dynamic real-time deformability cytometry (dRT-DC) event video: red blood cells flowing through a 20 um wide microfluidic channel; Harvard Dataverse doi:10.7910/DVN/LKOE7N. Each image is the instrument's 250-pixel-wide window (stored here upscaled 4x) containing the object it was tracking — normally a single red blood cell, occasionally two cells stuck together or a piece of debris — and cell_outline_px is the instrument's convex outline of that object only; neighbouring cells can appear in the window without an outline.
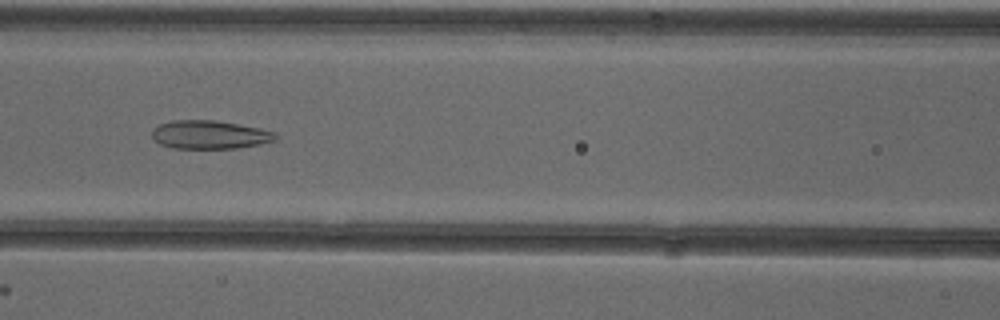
{"species": "common noctule bat (a hibernating species)", "species_latin": "Nyctalus noctula", "temperature_condition": "cold", "stored_images_in_passage": 47, "camera_frame_rate_fps": 3000, "um_per_image_px": 0.085, "animal": {"sex": "female"}, "frame": {"image": 1, "passage_image": 18, "time_ms": 5.667, "image_size_px": [1000, 320], "cell_outline_px": [[280, 136], [276, 140], [260, 144], [236, 148], [172, 148], [160, 144], [152, 136], [152, 128], [160, 124], [172, 120], [216, 120], [260, 128], [276, 132]], "centroid_in_image_um": [17.85, 11.44], "position_along_channel_um": 148.7, "area_um2": 20.58}}
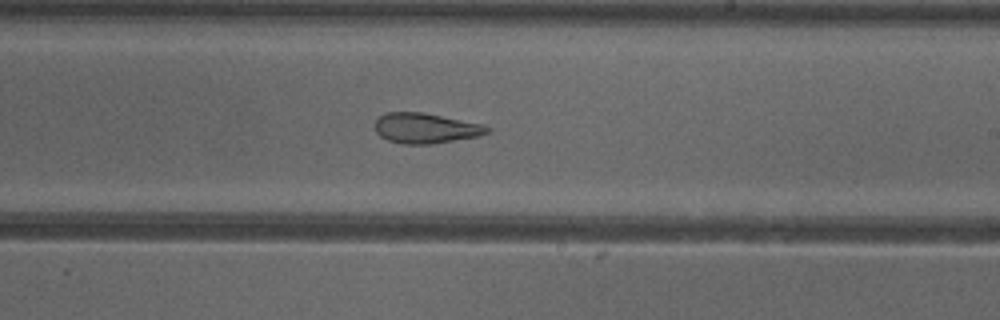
{"frame": {"image": 2, "passage_image": 26, "time_ms": 8.333, "image_size_px": [1000, 320], "cell_outline_px": [[492, 132], [476, 136], [428, 144], [404, 144], [388, 140], [380, 136], [376, 132], [376, 120], [384, 112], [424, 112], [484, 124], [492, 128]], "centroid_in_image_um": [36.2, 10.88], "position_along_channel_um": 252.8, "area_um2": 19.77}}
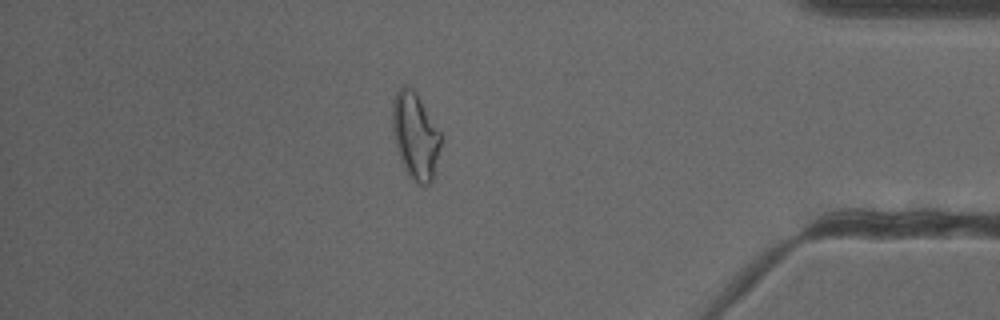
{"frame": {"image": 3, "passage_image": 40, "time_ms": 13.0, "image_size_px": [1000, 320], "cell_outline_px": [[440, 148], [432, 180], [424, 188], [412, 180], [404, 168], [400, 160], [392, 132], [392, 100], [396, 92], [400, 88], [408, 88], [416, 92], [440, 132]], "centroid_in_image_um": [35.28, 11.59], "position_along_channel_um": 399.9, "area_um2": 24.22}, "authors_computed_cell_mechanics": {"area_um2": 23.12, "velocity_mm_per_s": 3.9171, "shape_relaxation_time_tau1_ms": null, "shape_relaxation_time_tau2_ms": 2.3579, "deformation_change_tau1": null, "deformation_change_tau2": 0.1162}}